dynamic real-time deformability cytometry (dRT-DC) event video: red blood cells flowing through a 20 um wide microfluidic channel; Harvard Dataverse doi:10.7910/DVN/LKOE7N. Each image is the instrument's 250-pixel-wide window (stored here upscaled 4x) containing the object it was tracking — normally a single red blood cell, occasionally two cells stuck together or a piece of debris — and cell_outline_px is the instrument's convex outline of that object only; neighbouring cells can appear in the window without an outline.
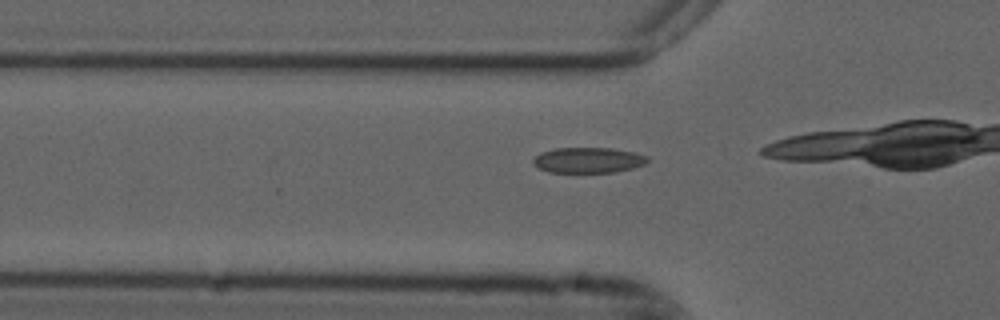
{"species": "common noctule bat (a hibernating species)", "species_latin": "Nyctalus noctula", "temperature_condition": "cold", "stored_images_in_passage": 6, "camera_frame_rate_fps": 3000, "um_per_image_px": 0.085, "animal": {"sex": "male", "forearm_length_mm": 52.5}, "frame": {"image": 1, "passage_image": 2, "time_ms": 0.333, "image_size_px": [1000, 320], "cell_outline_px": [[648, 160], [644, 164], [632, 168], [616, 172], [548, 172], [532, 164], [532, 160], [540, 152], [556, 148], [612, 148], [632, 152], [648, 156]], "centroid_in_image_um": [49.97, 13.61], "position_along_channel_um": 75.8, "area_um2": 16.94}}
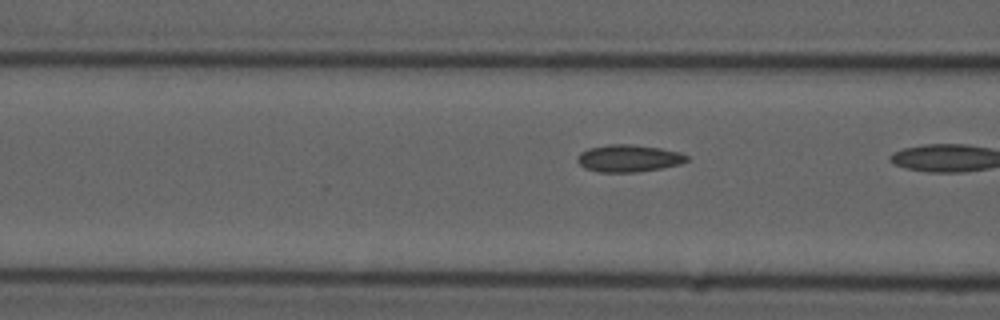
{"frame": {"image": 2, "passage_image": 5, "time_ms": 1.333, "image_size_px": [1000, 320], "cell_outline_px": [[688, 160], [680, 164], [660, 168], [636, 172], [596, 172], [584, 168], [576, 160], [580, 152], [588, 148], [608, 144], [632, 144], [660, 148], [680, 152], [688, 156]], "centroid_in_image_um": [53.41, 13.45], "position_along_channel_um": 113.2, "area_um2": 17.4}}